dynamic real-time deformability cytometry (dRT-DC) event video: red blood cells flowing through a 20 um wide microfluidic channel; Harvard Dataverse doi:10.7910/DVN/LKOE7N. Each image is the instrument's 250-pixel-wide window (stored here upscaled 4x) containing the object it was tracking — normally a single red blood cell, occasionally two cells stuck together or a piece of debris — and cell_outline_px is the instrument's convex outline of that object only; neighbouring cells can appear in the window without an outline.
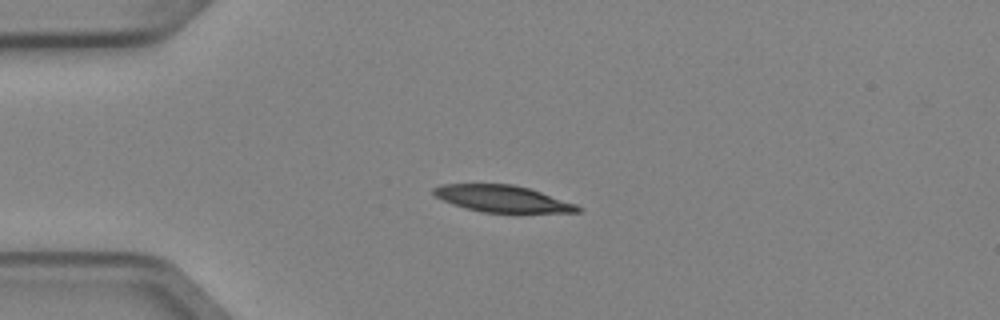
{"species": "Egyptian fruit bat (a non-hibernating species)", "species_latin": "Rousettus aegyptiacus", "temperature_condition": "cold", "stored_images_in_passage": 5, "camera_frame_rate_fps": 3000, "um_per_image_px": 0.085, "animal": {"sex": "female"}, "frame": {"image": 1, "passage_image": 3, "time_ms": 0.667, "image_size_px": [1000, 320], "cell_outline_px": [[584, 208], [580, 212], [484, 212], [464, 208], [452, 204], [436, 196], [432, 192], [432, 188], [440, 184], [512, 184], [528, 188], [576, 204]], "centroid_in_image_um": [42.68, 16.88], "position_along_channel_um": 42.3, "area_um2": 22.2}}
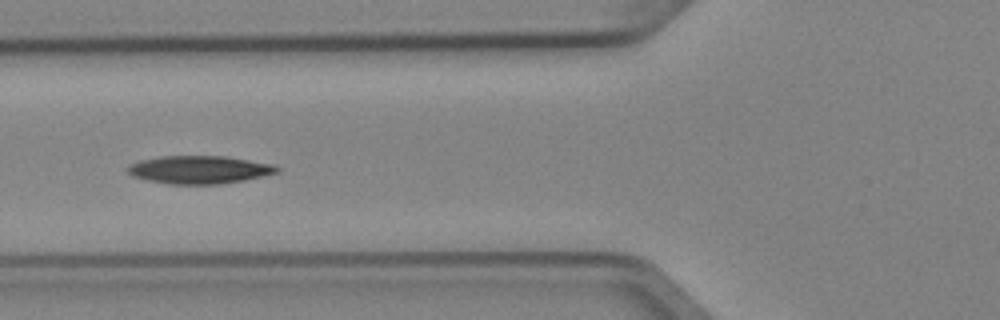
{"frame": {"image": 2, "passage_image": 5, "time_ms": 1.333, "image_size_px": [1000, 320], "cell_outline_px": [[280, 172], [264, 176], [244, 180], [220, 184], [168, 184], [148, 180], [132, 176], [128, 172], [128, 164], [140, 160], [160, 156], [224, 156], [272, 164], [280, 168]], "centroid_in_image_um": [16.94, 14.42], "position_along_channel_um": 108.9, "area_um2": 24.33}}